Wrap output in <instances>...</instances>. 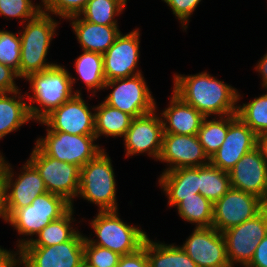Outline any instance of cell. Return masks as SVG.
Segmentation results:
<instances>
[{
    "instance_id": "1",
    "label": "cell",
    "mask_w": 267,
    "mask_h": 267,
    "mask_svg": "<svg viewBox=\"0 0 267 267\" xmlns=\"http://www.w3.org/2000/svg\"><path fill=\"white\" fill-rule=\"evenodd\" d=\"M173 92L204 117L237 114L238 92L206 72L190 76L175 75Z\"/></svg>"
},
{
    "instance_id": "41",
    "label": "cell",
    "mask_w": 267,
    "mask_h": 267,
    "mask_svg": "<svg viewBox=\"0 0 267 267\" xmlns=\"http://www.w3.org/2000/svg\"><path fill=\"white\" fill-rule=\"evenodd\" d=\"M247 267H267V235L257 245L254 257Z\"/></svg>"
},
{
    "instance_id": "32",
    "label": "cell",
    "mask_w": 267,
    "mask_h": 267,
    "mask_svg": "<svg viewBox=\"0 0 267 267\" xmlns=\"http://www.w3.org/2000/svg\"><path fill=\"white\" fill-rule=\"evenodd\" d=\"M220 120H207L204 117L200 129L198 131V138L205 153L210 158L223 144L228 131V115L219 116Z\"/></svg>"
},
{
    "instance_id": "16",
    "label": "cell",
    "mask_w": 267,
    "mask_h": 267,
    "mask_svg": "<svg viewBox=\"0 0 267 267\" xmlns=\"http://www.w3.org/2000/svg\"><path fill=\"white\" fill-rule=\"evenodd\" d=\"M41 123L51 131H60L72 135H95V113L93 114L81 94L74 96L47 115Z\"/></svg>"
},
{
    "instance_id": "35",
    "label": "cell",
    "mask_w": 267,
    "mask_h": 267,
    "mask_svg": "<svg viewBox=\"0 0 267 267\" xmlns=\"http://www.w3.org/2000/svg\"><path fill=\"white\" fill-rule=\"evenodd\" d=\"M121 255L98 245L91 244L85 237L84 262L91 267H117Z\"/></svg>"
},
{
    "instance_id": "14",
    "label": "cell",
    "mask_w": 267,
    "mask_h": 267,
    "mask_svg": "<svg viewBox=\"0 0 267 267\" xmlns=\"http://www.w3.org/2000/svg\"><path fill=\"white\" fill-rule=\"evenodd\" d=\"M23 168L25 172H22L15 182L12 183V170L1 155V169L6 188L5 197L8 217L16 209L31 205L36 197L48 192L39 172L28 160ZM10 187L12 190L10 193H7Z\"/></svg>"
},
{
    "instance_id": "36",
    "label": "cell",
    "mask_w": 267,
    "mask_h": 267,
    "mask_svg": "<svg viewBox=\"0 0 267 267\" xmlns=\"http://www.w3.org/2000/svg\"><path fill=\"white\" fill-rule=\"evenodd\" d=\"M40 6H34L31 0H0V15L6 17L34 18L40 11Z\"/></svg>"
},
{
    "instance_id": "3",
    "label": "cell",
    "mask_w": 267,
    "mask_h": 267,
    "mask_svg": "<svg viewBox=\"0 0 267 267\" xmlns=\"http://www.w3.org/2000/svg\"><path fill=\"white\" fill-rule=\"evenodd\" d=\"M56 25L49 13L43 11L28 21L20 36L19 77L26 78L31 73L42 72L55 65L46 63L45 57Z\"/></svg>"
},
{
    "instance_id": "28",
    "label": "cell",
    "mask_w": 267,
    "mask_h": 267,
    "mask_svg": "<svg viewBox=\"0 0 267 267\" xmlns=\"http://www.w3.org/2000/svg\"><path fill=\"white\" fill-rule=\"evenodd\" d=\"M230 188L228 172L222 171L211 163L199 167V192L213 204Z\"/></svg>"
},
{
    "instance_id": "45",
    "label": "cell",
    "mask_w": 267,
    "mask_h": 267,
    "mask_svg": "<svg viewBox=\"0 0 267 267\" xmlns=\"http://www.w3.org/2000/svg\"><path fill=\"white\" fill-rule=\"evenodd\" d=\"M257 147L262 152L263 158L267 163V133H263L257 136Z\"/></svg>"
},
{
    "instance_id": "40",
    "label": "cell",
    "mask_w": 267,
    "mask_h": 267,
    "mask_svg": "<svg viewBox=\"0 0 267 267\" xmlns=\"http://www.w3.org/2000/svg\"><path fill=\"white\" fill-rule=\"evenodd\" d=\"M117 267H149L145 248L142 246L134 253L121 256Z\"/></svg>"
},
{
    "instance_id": "30",
    "label": "cell",
    "mask_w": 267,
    "mask_h": 267,
    "mask_svg": "<svg viewBox=\"0 0 267 267\" xmlns=\"http://www.w3.org/2000/svg\"><path fill=\"white\" fill-rule=\"evenodd\" d=\"M75 68L80 78L86 83L88 91L103 89L106 83L104 75L103 56L101 53L85 51L75 62Z\"/></svg>"
},
{
    "instance_id": "18",
    "label": "cell",
    "mask_w": 267,
    "mask_h": 267,
    "mask_svg": "<svg viewBox=\"0 0 267 267\" xmlns=\"http://www.w3.org/2000/svg\"><path fill=\"white\" fill-rule=\"evenodd\" d=\"M139 30H133L129 34L120 35L112 46L104 53L105 80L122 79L140 74L135 73L139 59ZM134 71V72H133Z\"/></svg>"
},
{
    "instance_id": "42",
    "label": "cell",
    "mask_w": 267,
    "mask_h": 267,
    "mask_svg": "<svg viewBox=\"0 0 267 267\" xmlns=\"http://www.w3.org/2000/svg\"><path fill=\"white\" fill-rule=\"evenodd\" d=\"M6 188L4 184V179L2 176L1 169V155H0V217H2L6 222L8 221V215L6 211Z\"/></svg>"
},
{
    "instance_id": "44",
    "label": "cell",
    "mask_w": 267,
    "mask_h": 267,
    "mask_svg": "<svg viewBox=\"0 0 267 267\" xmlns=\"http://www.w3.org/2000/svg\"><path fill=\"white\" fill-rule=\"evenodd\" d=\"M255 69L262 74L263 87L267 88V54L264 55L263 59L258 63Z\"/></svg>"
},
{
    "instance_id": "33",
    "label": "cell",
    "mask_w": 267,
    "mask_h": 267,
    "mask_svg": "<svg viewBox=\"0 0 267 267\" xmlns=\"http://www.w3.org/2000/svg\"><path fill=\"white\" fill-rule=\"evenodd\" d=\"M237 116L258 136L267 133V94L237 106Z\"/></svg>"
},
{
    "instance_id": "9",
    "label": "cell",
    "mask_w": 267,
    "mask_h": 267,
    "mask_svg": "<svg viewBox=\"0 0 267 267\" xmlns=\"http://www.w3.org/2000/svg\"><path fill=\"white\" fill-rule=\"evenodd\" d=\"M228 261L247 267L254 257L257 245L267 235V206L256 216L222 232Z\"/></svg>"
},
{
    "instance_id": "37",
    "label": "cell",
    "mask_w": 267,
    "mask_h": 267,
    "mask_svg": "<svg viewBox=\"0 0 267 267\" xmlns=\"http://www.w3.org/2000/svg\"><path fill=\"white\" fill-rule=\"evenodd\" d=\"M89 0H42L45 6L43 12L48 11L57 14L62 18L69 19L74 16H80Z\"/></svg>"
},
{
    "instance_id": "46",
    "label": "cell",
    "mask_w": 267,
    "mask_h": 267,
    "mask_svg": "<svg viewBox=\"0 0 267 267\" xmlns=\"http://www.w3.org/2000/svg\"><path fill=\"white\" fill-rule=\"evenodd\" d=\"M79 267H91L86 262H83Z\"/></svg>"
},
{
    "instance_id": "27",
    "label": "cell",
    "mask_w": 267,
    "mask_h": 267,
    "mask_svg": "<svg viewBox=\"0 0 267 267\" xmlns=\"http://www.w3.org/2000/svg\"><path fill=\"white\" fill-rule=\"evenodd\" d=\"M18 99L15 95L8 97V94L0 93V139L32 120L28 104L23 102L22 96Z\"/></svg>"
},
{
    "instance_id": "34",
    "label": "cell",
    "mask_w": 267,
    "mask_h": 267,
    "mask_svg": "<svg viewBox=\"0 0 267 267\" xmlns=\"http://www.w3.org/2000/svg\"><path fill=\"white\" fill-rule=\"evenodd\" d=\"M20 37L8 31H0V63L15 70L19 76Z\"/></svg>"
},
{
    "instance_id": "10",
    "label": "cell",
    "mask_w": 267,
    "mask_h": 267,
    "mask_svg": "<svg viewBox=\"0 0 267 267\" xmlns=\"http://www.w3.org/2000/svg\"><path fill=\"white\" fill-rule=\"evenodd\" d=\"M84 242L78 232L71 240L53 246H22L18 259L25 267H79L84 262Z\"/></svg>"
},
{
    "instance_id": "31",
    "label": "cell",
    "mask_w": 267,
    "mask_h": 267,
    "mask_svg": "<svg viewBox=\"0 0 267 267\" xmlns=\"http://www.w3.org/2000/svg\"><path fill=\"white\" fill-rule=\"evenodd\" d=\"M126 0H89L80 15L83 20L105 26H117L113 18L122 12Z\"/></svg>"
},
{
    "instance_id": "24",
    "label": "cell",
    "mask_w": 267,
    "mask_h": 267,
    "mask_svg": "<svg viewBox=\"0 0 267 267\" xmlns=\"http://www.w3.org/2000/svg\"><path fill=\"white\" fill-rule=\"evenodd\" d=\"M142 246L146 250L149 267H197L181 246H167L153 242L148 237Z\"/></svg>"
},
{
    "instance_id": "23",
    "label": "cell",
    "mask_w": 267,
    "mask_h": 267,
    "mask_svg": "<svg viewBox=\"0 0 267 267\" xmlns=\"http://www.w3.org/2000/svg\"><path fill=\"white\" fill-rule=\"evenodd\" d=\"M159 183L168 195L169 205L177 206L180 197H190L200 193L199 167H181L163 172Z\"/></svg>"
},
{
    "instance_id": "12",
    "label": "cell",
    "mask_w": 267,
    "mask_h": 267,
    "mask_svg": "<svg viewBox=\"0 0 267 267\" xmlns=\"http://www.w3.org/2000/svg\"><path fill=\"white\" fill-rule=\"evenodd\" d=\"M266 206L257 196L230 188L213 204L212 227L223 232L253 218Z\"/></svg>"
},
{
    "instance_id": "11",
    "label": "cell",
    "mask_w": 267,
    "mask_h": 267,
    "mask_svg": "<svg viewBox=\"0 0 267 267\" xmlns=\"http://www.w3.org/2000/svg\"><path fill=\"white\" fill-rule=\"evenodd\" d=\"M118 86H115V85ZM114 87L105 99V103L135 117L151 113L156 103L149 92L142 74L106 81L104 88Z\"/></svg>"
},
{
    "instance_id": "20",
    "label": "cell",
    "mask_w": 267,
    "mask_h": 267,
    "mask_svg": "<svg viewBox=\"0 0 267 267\" xmlns=\"http://www.w3.org/2000/svg\"><path fill=\"white\" fill-rule=\"evenodd\" d=\"M155 111L133 118L124 135L126 156L148 152L149 156L159 159L163 142V122Z\"/></svg>"
},
{
    "instance_id": "8",
    "label": "cell",
    "mask_w": 267,
    "mask_h": 267,
    "mask_svg": "<svg viewBox=\"0 0 267 267\" xmlns=\"http://www.w3.org/2000/svg\"><path fill=\"white\" fill-rule=\"evenodd\" d=\"M39 172L48 192L72 204L79 191L80 168L47 156L37 145L28 160Z\"/></svg>"
},
{
    "instance_id": "15",
    "label": "cell",
    "mask_w": 267,
    "mask_h": 267,
    "mask_svg": "<svg viewBox=\"0 0 267 267\" xmlns=\"http://www.w3.org/2000/svg\"><path fill=\"white\" fill-rule=\"evenodd\" d=\"M181 248L197 267H231L222 232L213 227H196Z\"/></svg>"
},
{
    "instance_id": "22",
    "label": "cell",
    "mask_w": 267,
    "mask_h": 267,
    "mask_svg": "<svg viewBox=\"0 0 267 267\" xmlns=\"http://www.w3.org/2000/svg\"><path fill=\"white\" fill-rule=\"evenodd\" d=\"M78 17V18H77ZM76 18V20H75ZM72 26L83 50L104 54L120 35L117 26H105L71 17Z\"/></svg>"
},
{
    "instance_id": "4",
    "label": "cell",
    "mask_w": 267,
    "mask_h": 267,
    "mask_svg": "<svg viewBox=\"0 0 267 267\" xmlns=\"http://www.w3.org/2000/svg\"><path fill=\"white\" fill-rule=\"evenodd\" d=\"M111 159L102 150L94 159L80 168V183L77 195L97 204L99 211H115L116 184Z\"/></svg>"
},
{
    "instance_id": "29",
    "label": "cell",
    "mask_w": 267,
    "mask_h": 267,
    "mask_svg": "<svg viewBox=\"0 0 267 267\" xmlns=\"http://www.w3.org/2000/svg\"><path fill=\"white\" fill-rule=\"evenodd\" d=\"M177 209L184 220L196 223V227H212L213 203L200 193L190 197H180Z\"/></svg>"
},
{
    "instance_id": "43",
    "label": "cell",
    "mask_w": 267,
    "mask_h": 267,
    "mask_svg": "<svg viewBox=\"0 0 267 267\" xmlns=\"http://www.w3.org/2000/svg\"><path fill=\"white\" fill-rule=\"evenodd\" d=\"M16 255L0 248V267H15L20 262L15 259Z\"/></svg>"
},
{
    "instance_id": "5",
    "label": "cell",
    "mask_w": 267,
    "mask_h": 267,
    "mask_svg": "<svg viewBox=\"0 0 267 267\" xmlns=\"http://www.w3.org/2000/svg\"><path fill=\"white\" fill-rule=\"evenodd\" d=\"M117 215L116 210L99 211L91 222L99 241L87 240L121 256L134 253L142 247L147 235L138 227L125 224Z\"/></svg>"
},
{
    "instance_id": "2",
    "label": "cell",
    "mask_w": 267,
    "mask_h": 267,
    "mask_svg": "<svg viewBox=\"0 0 267 267\" xmlns=\"http://www.w3.org/2000/svg\"><path fill=\"white\" fill-rule=\"evenodd\" d=\"M71 77L64 67L57 64L42 72L31 73L26 77L30 81L34 93L32 97L29 96L28 98L43 107L41 110L32 104L28 105L33 120L41 122L52 111L74 96L72 85L75 78Z\"/></svg>"
},
{
    "instance_id": "25",
    "label": "cell",
    "mask_w": 267,
    "mask_h": 267,
    "mask_svg": "<svg viewBox=\"0 0 267 267\" xmlns=\"http://www.w3.org/2000/svg\"><path fill=\"white\" fill-rule=\"evenodd\" d=\"M95 136L96 139L101 135L124 136L129 129L133 117L123 111L109 106L104 101L95 107Z\"/></svg>"
},
{
    "instance_id": "17",
    "label": "cell",
    "mask_w": 267,
    "mask_h": 267,
    "mask_svg": "<svg viewBox=\"0 0 267 267\" xmlns=\"http://www.w3.org/2000/svg\"><path fill=\"white\" fill-rule=\"evenodd\" d=\"M228 173L231 188L253 194L267 204V163L258 147L243 155Z\"/></svg>"
},
{
    "instance_id": "21",
    "label": "cell",
    "mask_w": 267,
    "mask_h": 267,
    "mask_svg": "<svg viewBox=\"0 0 267 267\" xmlns=\"http://www.w3.org/2000/svg\"><path fill=\"white\" fill-rule=\"evenodd\" d=\"M170 102L162 113L164 133L197 135L204 116L174 92Z\"/></svg>"
},
{
    "instance_id": "19",
    "label": "cell",
    "mask_w": 267,
    "mask_h": 267,
    "mask_svg": "<svg viewBox=\"0 0 267 267\" xmlns=\"http://www.w3.org/2000/svg\"><path fill=\"white\" fill-rule=\"evenodd\" d=\"M160 160L170 164L164 172L181 167H201L210 163V158L205 153L197 135L172 133L163 134Z\"/></svg>"
},
{
    "instance_id": "26",
    "label": "cell",
    "mask_w": 267,
    "mask_h": 267,
    "mask_svg": "<svg viewBox=\"0 0 267 267\" xmlns=\"http://www.w3.org/2000/svg\"><path fill=\"white\" fill-rule=\"evenodd\" d=\"M73 214L72 208L61 218L51 221L37 235L38 239L19 241V249L22 246H53L71 240L78 232L70 227ZM72 229V230H71Z\"/></svg>"
},
{
    "instance_id": "39",
    "label": "cell",
    "mask_w": 267,
    "mask_h": 267,
    "mask_svg": "<svg viewBox=\"0 0 267 267\" xmlns=\"http://www.w3.org/2000/svg\"><path fill=\"white\" fill-rule=\"evenodd\" d=\"M19 77L17 72L6 66L5 64L0 63V93H13L19 96L20 92L18 93L19 89L15 85L14 79Z\"/></svg>"
},
{
    "instance_id": "13",
    "label": "cell",
    "mask_w": 267,
    "mask_h": 267,
    "mask_svg": "<svg viewBox=\"0 0 267 267\" xmlns=\"http://www.w3.org/2000/svg\"><path fill=\"white\" fill-rule=\"evenodd\" d=\"M257 147V135L237 114L228 115V131L221 147L210 157V163L229 172L243 155Z\"/></svg>"
},
{
    "instance_id": "7",
    "label": "cell",
    "mask_w": 267,
    "mask_h": 267,
    "mask_svg": "<svg viewBox=\"0 0 267 267\" xmlns=\"http://www.w3.org/2000/svg\"><path fill=\"white\" fill-rule=\"evenodd\" d=\"M94 140L95 135H72L47 129V136L38 139L36 145L47 156L81 168L103 150L93 144Z\"/></svg>"
},
{
    "instance_id": "38",
    "label": "cell",
    "mask_w": 267,
    "mask_h": 267,
    "mask_svg": "<svg viewBox=\"0 0 267 267\" xmlns=\"http://www.w3.org/2000/svg\"><path fill=\"white\" fill-rule=\"evenodd\" d=\"M172 9L178 19L181 20L183 26L188 23V18L196 9L201 0H163Z\"/></svg>"
},
{
    "instance_id": "6",
    "label": "cell",
    "mask_w": 267,
    "mask_h": 267,
    "mask_svg": "<svg viewBox=\"0 0 267 267\" xmlns=\"http://www.w3.org/2000/svg\"><path fill=\"white\" fill-rule=\"evenodd\" d=\"M72 206L62 196L46 192L36 197L31 205L16 209L7 222L13 225L19 234L32 236L38 234L51 221L64 216Z\"/></svg>"
}]
</instances>
